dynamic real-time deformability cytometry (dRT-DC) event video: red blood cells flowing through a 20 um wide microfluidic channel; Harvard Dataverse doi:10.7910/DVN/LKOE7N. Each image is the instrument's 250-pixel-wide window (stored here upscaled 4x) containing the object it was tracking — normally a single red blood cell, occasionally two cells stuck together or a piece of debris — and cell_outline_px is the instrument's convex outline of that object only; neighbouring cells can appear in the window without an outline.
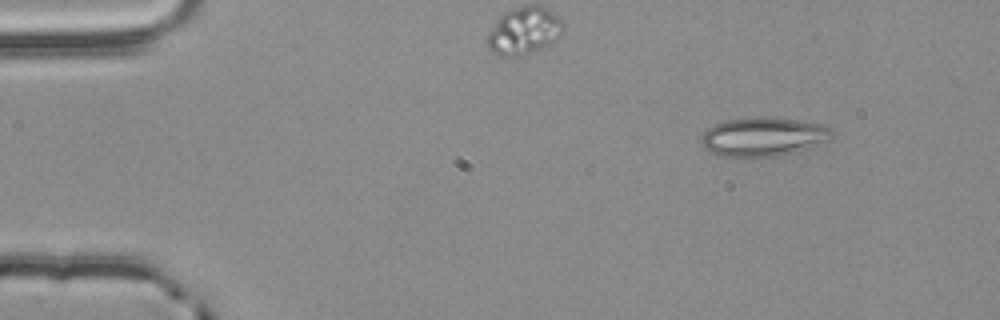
{"species": "common noctule bat (a hibernating species)", "species_latin": "Nyctalus noctula", "temperature_condition": "room temperature", "stored_images_in_passage": 2, "camera_frame_rate_fps": 3000, "um_per_image_px": 0.085, "animal": {"sex": "male", "body_mass_g": 20.4}, "frame": {"image": 1, "passage_image": 2, "time_ms": 0.333, "image_size_px": [1000, 320], "cell_outline_px": [[836, 132], [832, 140], [808, 148], [780, 156], [748, 160], [716, 156], [708, 152], [704, 148], [700, 140], [700, 136], [708, 128], [716, 124], [728, 120], [756, 116], [772, 116], [824, 124], [832, 128]], "centroid_in_image_um": [64.89, 11.66], "position_along_channel_um": 20.1, "area_um2": 31.21}}